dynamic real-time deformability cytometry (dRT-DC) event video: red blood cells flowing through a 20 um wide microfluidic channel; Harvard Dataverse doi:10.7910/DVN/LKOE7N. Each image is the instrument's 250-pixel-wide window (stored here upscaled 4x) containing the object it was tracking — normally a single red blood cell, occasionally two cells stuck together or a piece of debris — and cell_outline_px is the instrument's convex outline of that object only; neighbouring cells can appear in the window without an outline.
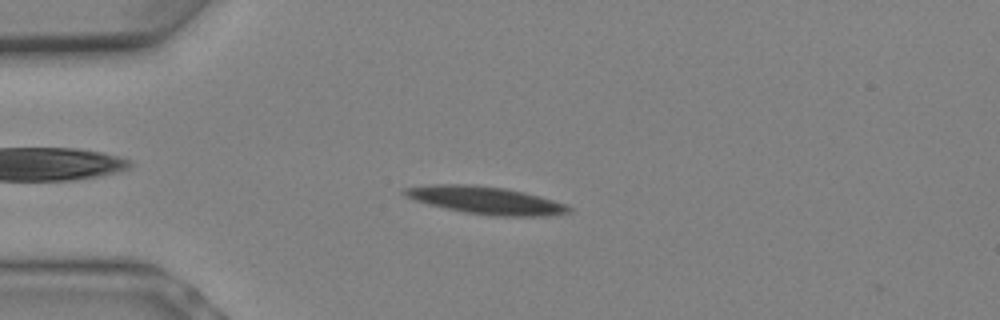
{"species": "Egyptian fruit bat (a non-hibernating species)", "species_latin": "Rousettus aegyptiacus", "temperature_condition": "warm", "stored_images_in_passage": 6, "camera_frame_rate_fps": 3000, "um_per_image_px": 0.085, "animal": {"sex": "female"}, "frame": {"image": 1, "passage_image": 5, "time_ms": 1.333, "image_size_px": [1000, 320], "cell_outline_px": [[572, 212], [548, 216], [492, 216], [464, 212], [428, 204], [404, 196], [400, 192], [400, 188], [432, 184], [476, 184], [504, 188], [524, 192], [540, 196], [568, 204], [572, 208]], "centroid_in_image_um": [41.29, 17.02], "position_along_channel_um": 43.7, "area_um2": 26.76}}